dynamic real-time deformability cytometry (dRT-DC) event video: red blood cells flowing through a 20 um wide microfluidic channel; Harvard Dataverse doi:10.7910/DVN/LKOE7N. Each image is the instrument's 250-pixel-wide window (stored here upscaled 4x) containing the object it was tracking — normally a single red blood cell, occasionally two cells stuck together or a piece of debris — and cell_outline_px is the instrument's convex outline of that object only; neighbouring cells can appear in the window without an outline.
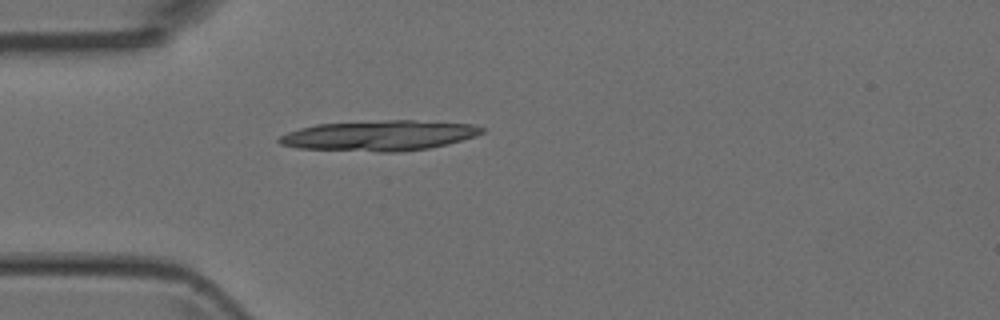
{"species": "Egyptian fruit bat (a non-hibernating species)", "species_latin": "Rousettus aegyptiacus", "temperature_condition": "room temperature", "stored_images_in_passage": 1, "camera_frame_rate_fps": 3000, "um_per_image_px": 0.085, "animal": {"sex": "female"}, "frame": {"image": 1, "passage_image": 1, "time_ms": 0.0, "image_size_px": [1000, 320], "cell_outline_px": [[484, 132], [476, 136], [448, 144], [428, 148], [400, 152], [380, 152], [300, 148], [280, 144], [276, 140], [280, 136], [288, 132], [300, 128], [316, 124], [388, 120], [416, 120], [472, 124], [484, 128]], "centroid_in_image_um": [32.26, 11.52], "position_along_channel_um": 52.7, "area_um2": 35.78}}